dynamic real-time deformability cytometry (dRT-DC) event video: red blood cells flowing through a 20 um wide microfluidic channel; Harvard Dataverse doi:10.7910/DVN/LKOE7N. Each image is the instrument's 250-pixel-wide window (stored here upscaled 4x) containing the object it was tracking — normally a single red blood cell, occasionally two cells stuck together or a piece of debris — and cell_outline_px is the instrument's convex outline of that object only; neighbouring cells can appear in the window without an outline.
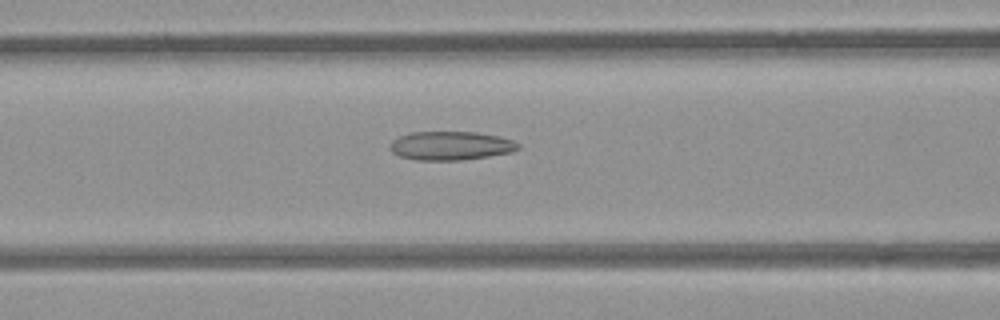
{"species": "common noctule bat (a hibernating species)", "species_latin": "Nyctalus noctula", "temperature_condition": "room temperature", "stored_images_in_passage": 45, "camera_frame_rate_fps": 3000, "um_per_image_px": 0.085, "animal": {"sex": "female", "body_mass_g": 21.9}, "frame": {"image": 1, "passage_image": 13, "time_ms": 4.0, "image_size_px": [1000, 320], "cell_outline_px": [[520, 148], [512, 152], [488, 156], [460, 160], [416, 160], [400, 156], [392, 152], [388, 144], [392, 140], [400, 136], [412, 132], [476, 132], [496, 136], [512, 140], [520, 144]], "centroid_in_image_um": [38.29, 12.39], "position_along_channel_um": 128.3, "area_um2": 21.39}}
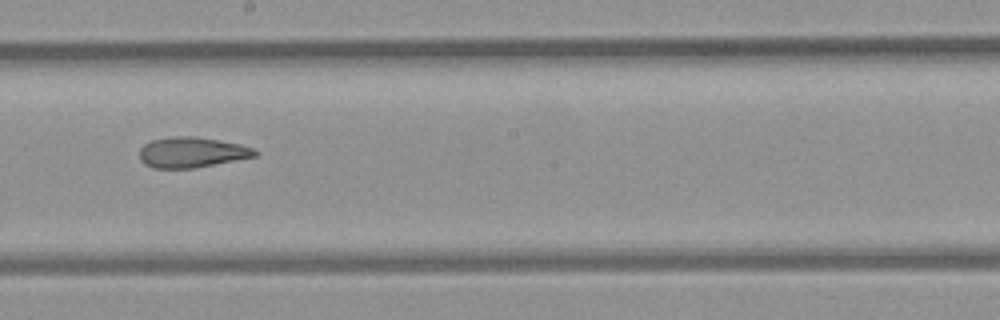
{"frame": {"image": 2, "passage_image": 21, "time_ms": 6.667, "image_size_px": [1000, 320], "cell_outline_px": [[260, 152], [256, 156], [192, 168], [152, 168], [144, 164], [140, 160], [140, 148], [144, 144], [152, 140], [172, 136], [196, 136], [240, 144], [252, 148]], "centroid_in_image_um": [16.27, 12.94], "position_along_channel_um": 231.9, "area_um2": 20.4}}
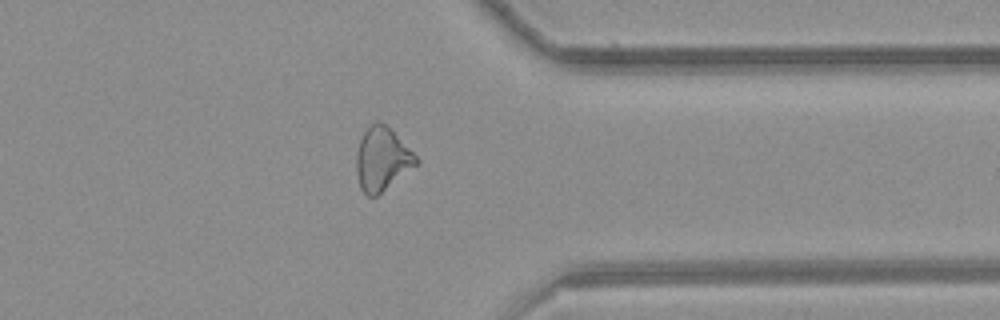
{"frame": {"image": 3, "passage_image": 33, "time_ms": 10.667, "image_size_px": [1000, 320], "cell_outline_px": [[420, 160], [416, 164], [376, 196], [368, 196], [360, 188], [356, 172], [356, 156], [360, 140], [364, 132], [376, 120], [380, 120]], "centroid_in_image_um": [32.43, 13.53], "position_along_channel_um": 379.0, "area_um2": 21.27}, "authors_computed_cell_mechanics": {"area_um2": 21.7328, "velocity_mm_per_s": 3.8708, "shape_relaxation_time_tau1_ms": null, "shape_relaxation_time_tau2_ms": 3.5063, "deformation_change_tau1": null, "deformation_change_tau2": 0.12}}